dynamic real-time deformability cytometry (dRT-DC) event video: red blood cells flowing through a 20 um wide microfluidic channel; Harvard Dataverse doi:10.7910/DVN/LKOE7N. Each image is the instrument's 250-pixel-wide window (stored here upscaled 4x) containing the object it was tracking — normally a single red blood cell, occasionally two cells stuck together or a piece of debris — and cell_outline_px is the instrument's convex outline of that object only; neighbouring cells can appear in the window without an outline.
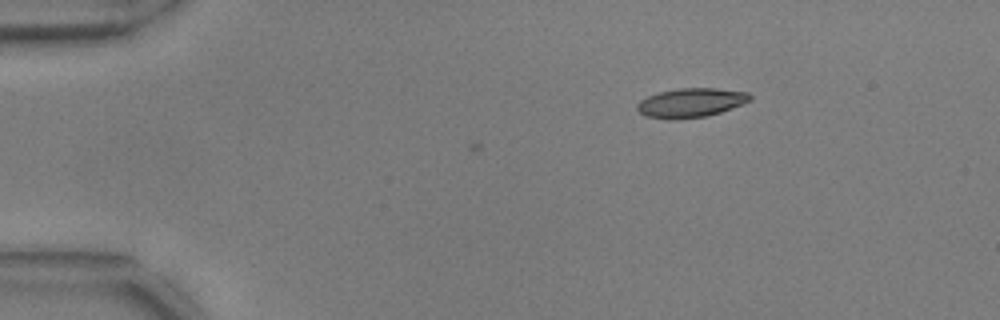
{"species": "common noctule bat (a hibernating species)", "species_latin": "Nyctalus noctula", "temperature_condition": "warm", "stored_images_in_passage": 2, "camera_frame_rate_fps": 3000, "um_per_image_px": 0.085, "animal": {"sex": "male", "body_mass_g": 17.9, "forearm_length_mm": 54.2}, "frame": {"image": 1, "passage_image": 2, "time_ms": 0.333, "image_size_px": [1000, 320], "cell_outline_px": [[752, 100], [720, 112], [708, 116], [676, 120], [672, 120], [644, 116], [636, 108], [636, 104], [640, 100], [648, 96], [660, 92], [680, 88], [716, 88], [748, 92], [752, 96]], "centroid_in_image_um": [58.71, 8.74], "position_along_channel_um": 26.3, "area_um2": 19.31}}